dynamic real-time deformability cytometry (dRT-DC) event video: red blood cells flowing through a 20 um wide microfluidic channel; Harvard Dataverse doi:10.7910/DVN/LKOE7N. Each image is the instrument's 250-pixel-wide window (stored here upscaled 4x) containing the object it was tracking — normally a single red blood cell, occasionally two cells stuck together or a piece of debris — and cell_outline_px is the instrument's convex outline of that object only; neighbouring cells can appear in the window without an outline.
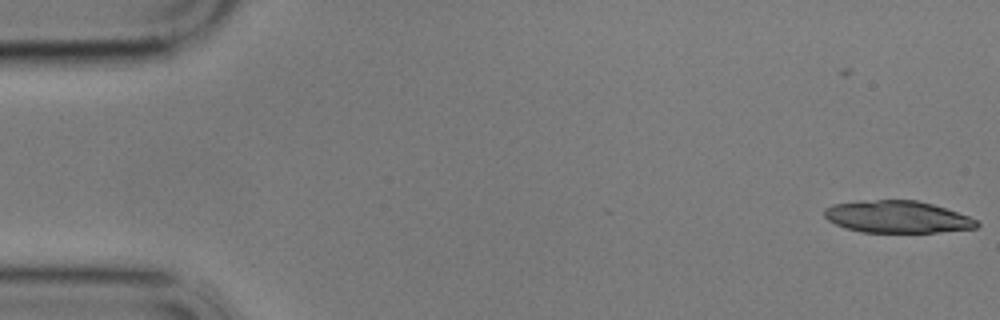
{"species": "common noctule bat (a hibernating species)", "species_latin": "Nyctalus noctula", "temperature_condition": "cold", "stored_images_in_passage": 2, "camera_frame_rate_fps": 3000, "um_per_image_px": 0.085, "animal": {"sex": "male", "body_mass_g": 17.9}, "frame": {"image": 1, "passage_image": 2, "time_ms": 0.333, "image_size_px": [1000, 320], "cell_outline_px": [[980, 224], [976, 228], [936, 232], [860, 232], [844, 228], [828, 220], [824, 216], [824, 208], [832, 204], [860, 200], [916, 200], [932, 204], [968, 216], [976, 220]], "centroid_in_image_um": [76.21, 18.43], "position_along_channel_um": 8.8, "area_um2": 28.5}}